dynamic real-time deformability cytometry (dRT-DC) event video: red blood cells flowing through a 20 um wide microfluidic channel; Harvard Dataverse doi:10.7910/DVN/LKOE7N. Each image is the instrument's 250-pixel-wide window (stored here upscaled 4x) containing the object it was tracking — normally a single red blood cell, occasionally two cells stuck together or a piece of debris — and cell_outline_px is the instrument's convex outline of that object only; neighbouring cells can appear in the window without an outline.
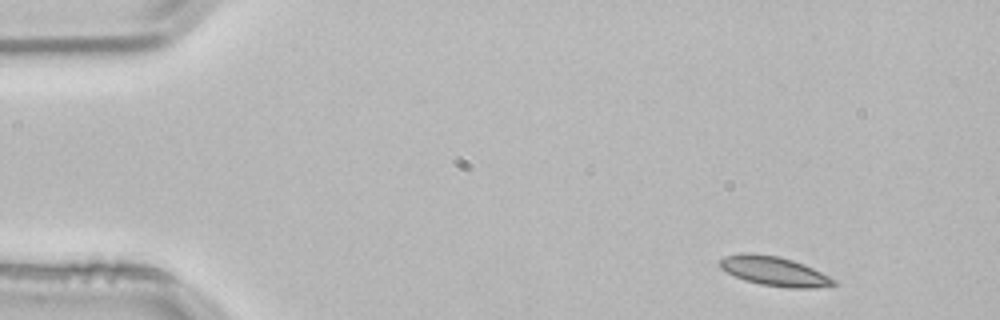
{"species": "common noctule bat (a hibernating species)", "species_latin": "Nyctalus noctula", "temperature_condition": "room temperature", "stored_images_in_passage": 4, "segment_of_instrument_passage": [1, 2], "camera_frame_rate_fps": 3000, "um_per_image_px": 0.085, "animal": {"sex": "male", "body_mass_g": 21.5, "forearm_length_mm": 52.0}, "frame": {"image": 1, "passage_image": 1, "time_ms": 0.0, "image_size_px": [1000, 320], "cell_outline_px": [[836, 284], [816, 288], [788, 288], [760, 284], [744, 280], [720, 268], [720, 260], [724, 256], [740, 252], [748, 252], [780, 256], [804, 264], [836, 280]], "centroid_in_image_um": [65.79, 23.04], "position_along_channel_um": 19.2, "area_um2": 19.48}}